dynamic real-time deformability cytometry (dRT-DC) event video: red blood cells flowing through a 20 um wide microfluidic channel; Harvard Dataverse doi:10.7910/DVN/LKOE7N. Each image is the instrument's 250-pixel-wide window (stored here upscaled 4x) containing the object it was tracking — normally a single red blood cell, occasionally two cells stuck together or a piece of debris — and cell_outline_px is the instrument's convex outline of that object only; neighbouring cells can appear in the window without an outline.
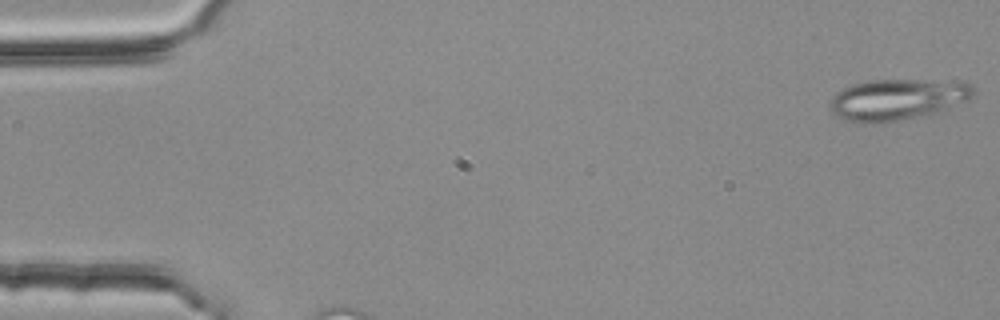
{"species": "common noctule bat (a hibernating species)", "species_latin": "Nyctalus noctula", "temperature_condition": "room temperature", "stored_images_in_passage": 9, "segment_of_instrument_passage": [1, 2], "camera_frame_rate_fps": 3000, "um_per_image_px": 0.085, "animal": {"sex": "female", "body_mass_g": 25.1}, "frame": {"image": 1, "passage_image": 1, "time_ms": 0.0, "image_size_px": [1000, 320], "cell_outline_px": [[976, 92], [968, 100], [940, 112], [928, 116], [884, 124], [856, 124], [836, 116], [828, 108], [828, 100], [836, 92], [852, 84], [868, 80], [964, 80], [972, 84]], "centroid_in_image_um": [76.29, 8.48], "position_along_channel_um": 8.7, "area_um2": 35.95}}